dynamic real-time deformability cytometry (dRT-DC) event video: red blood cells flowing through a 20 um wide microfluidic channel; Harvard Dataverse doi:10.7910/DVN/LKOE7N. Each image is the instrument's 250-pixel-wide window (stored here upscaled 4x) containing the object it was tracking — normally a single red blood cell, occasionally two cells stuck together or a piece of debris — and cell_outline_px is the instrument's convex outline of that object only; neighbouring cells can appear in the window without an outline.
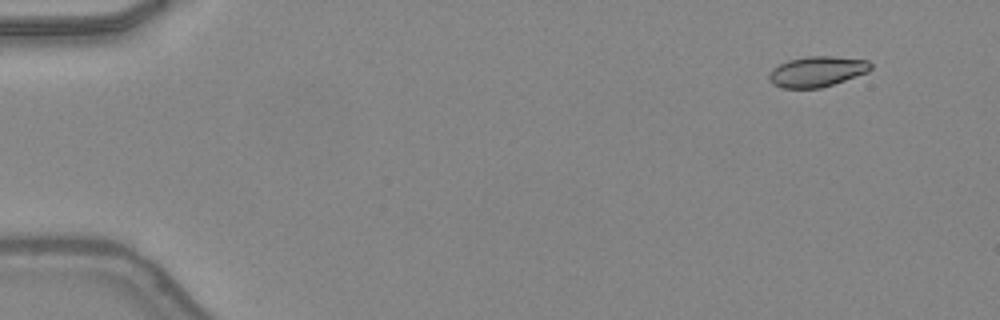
{"species": "common noctule bat (a hibernating species)", "species_latin": "Nyctalus noctula", "temperature_condition": "warm", "stored_images_in_passage": 45, "camera_frame_rate_fps": 3000, "um_per_image_px": 0.085, "animal": {"sex": "female", "body_mass_g": 24.6, "forearm_length_mm": 56.2}, "frame": {"image": 1, "passage_image": 1, "time_ms": 0.0, "image_size_px": [1000, 320], "cell_outline_px": [[872, 68], [868, 72], [820, 88], [780, 88], [772, 84], [768, 76], [772, 68], [788, 60], [808, 56], [832, 56], [868, 60], [872, 64]], "centroid_in_image_um": [69.43, 6.08], "position_along_channel_um": 15.6, "area_um2": 18.03}}
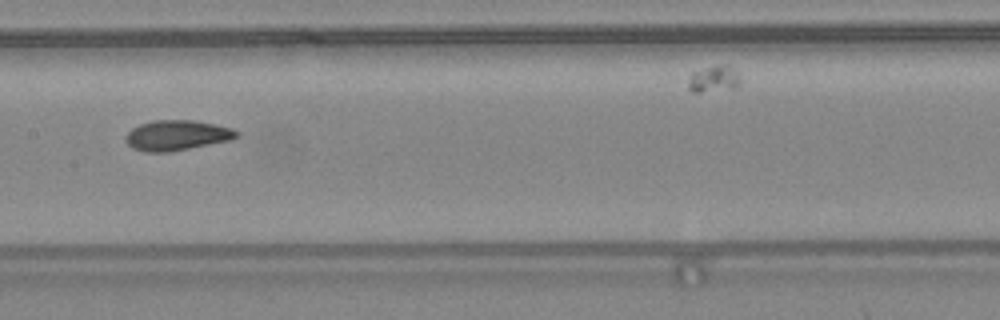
{"frame": {"image": 2, "passage_image": 22, "time_ms": 7.0, "image_size_px": [1000, 320], "cell_outline_px": [[240, 136], [228, 140], [168, 152], [144, 152], [132, 148], [128, 144], [124, 136], [132, 128], [140, 124], [152, 120], [192, 120], [232, 128], [240, 132]], "centroid_in_image_um": [15.0, 11.5], "position_along_channel_um": 192.4, "area_um2": 19.36}}
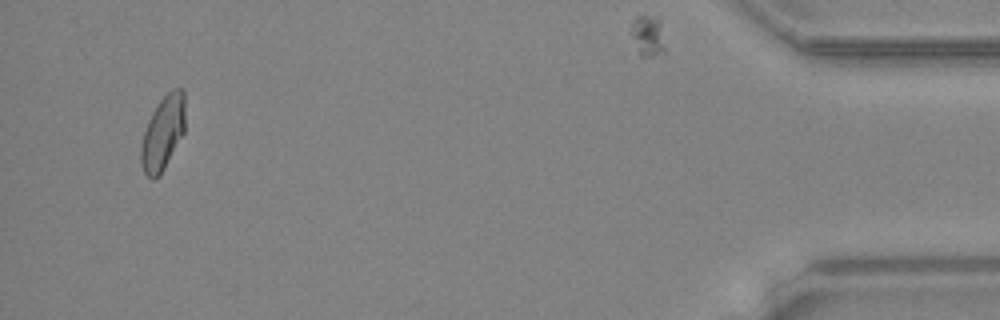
{"frame": {"image": 3, "passage_image": 43, "time_ms": 14.0, "image_size_px": [1000, 320], "cell_outline_px": [[184, 132], [160, 176], [152, 180], [144, 172], [140, 164], [140, 148], [144, 132], [148, 120], [152, 112], [160, 100], [172, 88], [180, 88], [184, 92]], "centroid_in_image_um": [13.83, 11.32], "position_along_channel_um": 421.4, "area_um2": 19.02}, "authors_computed_cell_mechanics": {"area_um2": 19.0162, "velocity_mm_per_s": 4.3669, "shape_relaxation_time_tau1_ms": null, "shape_relaxation_time_tau2_ms": 1.1312, "deformation_change_tau1": null, "deformation_change_tau2": 0.0571}}